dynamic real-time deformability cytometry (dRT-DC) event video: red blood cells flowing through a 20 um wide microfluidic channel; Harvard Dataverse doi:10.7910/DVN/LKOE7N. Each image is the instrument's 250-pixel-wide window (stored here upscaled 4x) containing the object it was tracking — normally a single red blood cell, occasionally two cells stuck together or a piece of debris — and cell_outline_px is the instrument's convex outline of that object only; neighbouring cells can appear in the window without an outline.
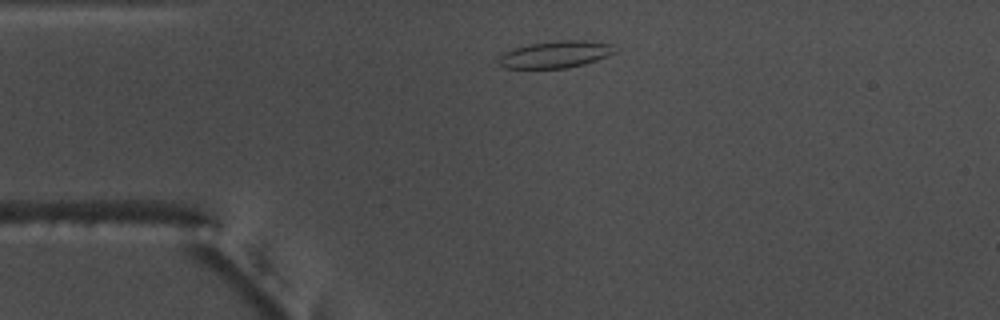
{"species": "common noctule bat (a hibernating species)", "species_latin": "Nyctalus noctula", "temperature_condition": "warm", "stored_images_in_passage": 43, "camera_frame_rate_fps": 3000, "um_per_image_px": 0.085, "animal": {"sex": "male", "body_mass_g": 17.5, "forearm_length_mm": 52.3}, "frame": {"image": 1, "passage_image": 1, "time_ms": 0.0, "image_size_px": [1000, 320], "cell_outline_px": [[616, 52], [608, 56], [584, 64], [568, 68], [504, 68], [496, 60], [504, 52], [512, 48], [532, 44], [560, 40], [588, 40], [612, 44]], "centroid_in_image_um": [47.22, 4.62], "position_along_channel_um": 37.8, "area_um2": 18.26}}
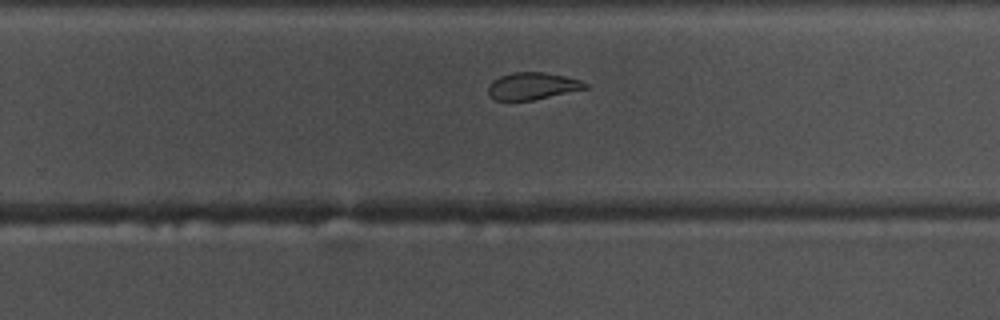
{"frame": {"image": 2, "passage_image": 23, "time_ms": 7.333, "image_size_px": [1000, 320], "cell_outline_px": [[588, 88], [532, 100], [492, 100], [488, 96], [488, 84], [492, 80], [500, 76], [512, 72], [544, 72], [564, 76], [580, 80], [588, 84]], "centroid_in_image_um": [45.2, 7.31], "position_along_channel_um": 284.6, "area_um2": 15.37}}
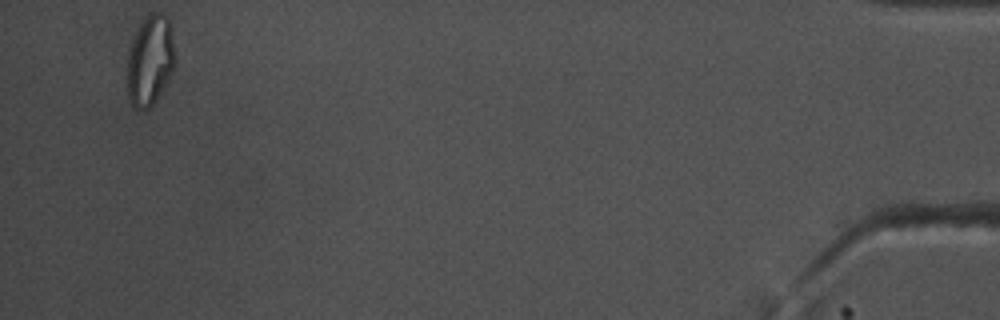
{"frame": {"image": 3, "passage_image": 41, "time_ms": 13.333, "image_size_px": [1000, 320], "cell_outline_px": [[176, 64], [172, 72], [152, 108], [136, 108], [132, 104], [128, 96], [128, 56], [132, 40], [140, 24], [148, 12], [164, 12], [168, 16], [176, 52]], "centroid_in_image_um": [12.8, 5.09], "position_along_channel_um": 422.4, "area_um2": 25.37}, "authors_computed_cell_mechanics": {"area_um2": 16.9354, "velocity_mm_per_s": 3.7448, "shape_relaxation_time_tau1_ms": 10.0233, "shape_relaxation_time_tau2_ms": 1.5964, "deformation_change_tau1": 0.2353, "deformation_change_tau2": 0.0727}}